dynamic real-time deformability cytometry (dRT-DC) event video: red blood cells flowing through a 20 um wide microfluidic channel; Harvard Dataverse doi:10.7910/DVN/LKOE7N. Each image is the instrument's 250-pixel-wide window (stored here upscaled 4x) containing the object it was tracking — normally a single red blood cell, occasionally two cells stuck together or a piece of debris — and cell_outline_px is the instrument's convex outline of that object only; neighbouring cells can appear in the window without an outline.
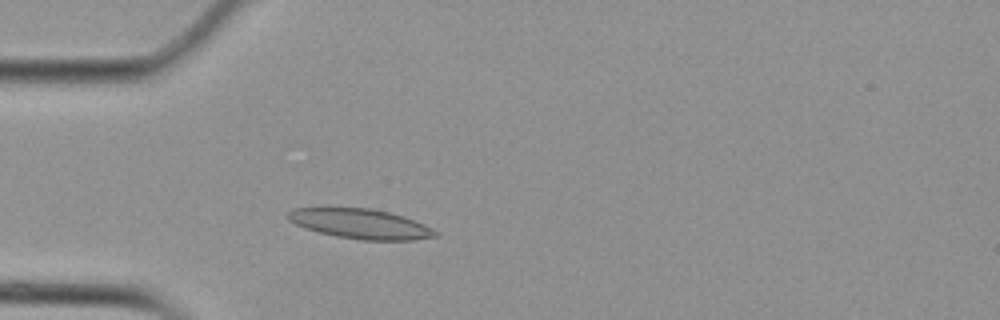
{"species": "Egyptian fruit bat (a non-hibernating species)", "species_latin": "Rousettus aegyptiacus", "temperature_condition": "cold", "stored_images_in_passage": 50, "camera_frame_rate_fps": 3000, "um_per_image_px": 0.085, "animal": {"sex": "female"}, "frame": {"image": 1, "passage_image": 12, "time_ms": 3.667, "image_size_px": [1000, 320], "cell_outline_px": [[436, 236], [412, 240], [360, 240], [336, 236], [304, 228], [288, 220], [288, 212], [292, 208], [372, 208], [404, 216], [424, 224], [432, 228], [436, 232]], "centroid_in_image_um": [30.63, 19.02], "position_along_channel_um": 54.4, "area_um2": 25.43}}
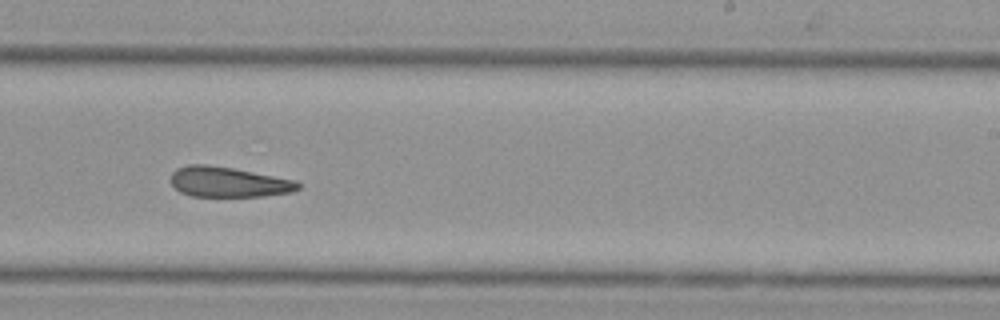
{"frame": {"image": 2, "passage_image": 30, "time_ms": 9.667, "image_size_px": [1000, 320], "cell_outline_px": [[300, 188], [292, 192], [264, 196], [192, 196], [180, 192], [172, 184], [172, 172], [176, 168], [188, 164], [208, 164], [232, 168], [296, 180], [300, 184]], "centroid_in_image_um": [19.42, 15.46], "position_along_channel_um": 269.6, "area_um2": 22.37}}
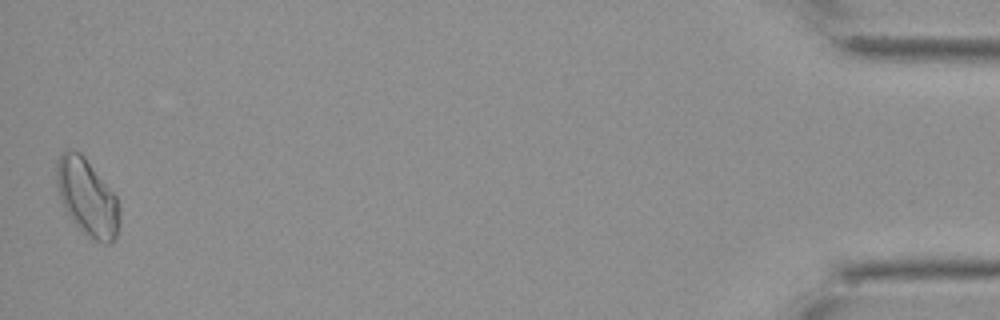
{"frame": {"image": 3, "passage_image": 50, "time_ms": 16.333, "image_size_px": [1000, 320], "cell_outline_px": [[120, 224], [116, 240], [108, 244], [104, 244], [88, 236], [72, 220], [64, 208], [56, 184], [56, 164], [60, 156], [68, 148], [80, 152], [84, 156], [116, 196], [120, 208]], "centroid_in_image_um": [7.44, 16.79], "position_along_channel_um": 427.8, "area_um2": 28.15}}